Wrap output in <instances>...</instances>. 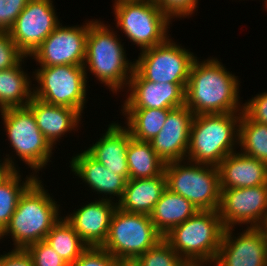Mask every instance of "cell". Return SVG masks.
I'll use <instances>...</instances> for the list:
<instances>
[{
	"instance_id": "74e56055",
	"label": "cell",
	"mask_w": 267,
	"mask_h": 266,
	"mask_svg": "<svg viewBox=\"0 0 267 266\" xmlns=\"http://www.w3.org/2000/svg\"><path fill=\"white\" fill-rule=\"evenodd\" d=\"M0 266H34L31 256L23 249H12L0 255Z\"/></svg>"
},
{
	"instance_id": "5bb4252c",
	"label": "cell",
	"mask_w": 267,
	"mask_h": 266,
	"mask_svg": "<svg viewBox=\"0 0 267 266\" xmlns=\"http://www.w3.org/2000/svg\"><path fill=\"white\" fill-rule=\"evenodd\" d=\"M52 2V0H28L9 31L11 39L27 57H30L61 24Z\"/></svg>"
},
{
	"instance_id": "ac0fdd59",
	"label": "cell",
	"mask_w": 267,
	"mask_h": 266,
	"mask_svg": "<svg viewBox=\"0 0 267 266\" xmlns=\"http://www.w3.org/2000/svg\"><path fill=\"white\" fill-rule=\"evenodd\" d=\"M117 203L99 198L65 217L88 247H101L109 232V226Z\"/></svg>"
},
{
	"instance_id": "9c48e42d",
	"label": "cell",
	"mask_w": 267,
	"mask_h": 266,
	"mask_svg": "<svg viewBox=\"0 0 267 266\" xmlns=\"http://www.w3.org/2000/svg\"><path fill=\"white\" fill-rule=\"evenodd\" d=\"M0 112L8 140L19 159L35 173L46 167L53 146L39 130L32 111L26 106L6 108Z\"/></svg>"
},
{
	"instance_id": "8d00e7d4",
	"label": "cell",
	"mask_w": 267,
	"mask_h": 266,
	"mask_svg": "<svg viewBox=\"0 0 267 266\" xmlns=\"http://www.w3.org/2000/svg\"><path fill=\"white\" fill-rule=\"evenodd\" d=\"M243 112L253 121L267 125V92L257 94L246 102Z\"/></svg>"
},
{
	"instance_id": "cb8c5ba5",
	"label": "cell",
	"mask_w": 267,
	"mask_h": 266,
	"mask_svg": "<svg viewBox=\"0 0 267 266\" xmlns=\"http://www.w3.org/2000/svg\"><path fill=\"white\" fill-rule=\"evenodd\" d=\"M197 211L198 209L186 198L166 188L149 216L156 230L164 237Z\"/></svg>"
},
{
	"instance_id": "ba28073f",
	"label": "cell",
	"mask_w": 267,
	"mask_h": 266,
	"mask_svg": "<svg viewBox=\"0 0 267 266\" xmlns=\"http://www.w3.org/2000/svg\"><path fill=\"white\" fill-rule=\"evenodd\" d=\"M117 28L140 50H145L165 42L170 20L152 1H123L114 4Z\"/></svg>"
},
{
	"instance_id": "f1b7e54d",
	"label": "cell",
	"mask_w": 267,
	"mask_h": 266,
	"mask_svg": "<svg viewBox=\"0 0 267 266\" xmlns=\"http://www.w3.org/2000/svg\"><path fill=\"white\" fill-rule=\"evenodd\" d=\"M241 153L267 164V125L251 120L242 112L239 123Z\"/></svg>"
},
{
	"instance_id": "4fadbf2b",
	"label": "cell",
	"mask_w": 267,
	"mask_h": 266,
	"mask_svg": "<svg viewBox=\"0 0 267 266\" xmlns=\"http://www.w3.org/2000/svg\"><path fill=\"white\" fill-rule=\"evenodd\" d=\"M81 27L60 24L30 56L40 67L83 66L90 21Z\"/></svg>"
},
{
	"instance_id": "83f0119b",
	"label": "cell",
	"mask_w": 267,
	"mask_h": 266,
	"mask_svg": "<svg viewBox=\"0 0 267 266\" xmlns=\"http://www.w3.org/2000/svg\"><path fill=\"white\" fill-rule=\"evenodd\" d=\"M45 241L69 265L73 264L88 248L65 217H61L51 228Z\"/></svg>"
},
{
	"instance_id": "ffe728a7",
	"label": "cell",
	"mask_w": 267,
	"mask_h": 266,
	"mask_svg": "<svg viewBox=\"0 0 267 266\" xmlns=\"http://www.w3.org/2000/svg\"><path fill=\"white\" fill-rule=\"evenodd\" d=\"M130 138L131 133L126 127H122L118 123H111L102 138L86 151L107 170L123 176L128 181L127 149Z\"/></svg>"
},
{
	"instance_id": "d590c367",
	"label": "cell",
	"mask_w": 267,
	"mask_h": 266,
	"mask_svg": "<svg viewBox=\"0 0 267 266\" xmlns=\"http://www.w3.org/2000/svg\"><path fill=\"white\" fill-rule=\"evenodd\" d=\"M70 266H115V257L102 247H88Z\"/></svg>"
},
{
	"instance_id": "4316f807",
	"label": "cell",
	"mask_w": 267,
	"mask_h": 266,
	"mask_svg": "<svg viewBox=\"0 0 267 266\" xmlns=\"http://www.w3.org/2000/svg\"><path fill=\"white\" fill-rule=\"evenodd\" d=\"M172 109H121L127 118V129L131 137L138 141L149 142L164 126Z\"/></svg>"
},
{
	"instance_id": "836d02e7",
	"label": "cell",
	"mask_w": 267,
	"mask_h": 266,
	"mask_svg": "<svg viewBox=\"0 0 267 266\" xmlns=\"http://www.w3.org/2000/svg\"><path fill=\"white\" fill-rule=\"evenodd\" d=\"M155 4L171 21L174 18H186L192 15L196 7H198V0H157Z\"/></svg>"
},
{
	"instance_id": "ee69618b",
	"label": "cell",
	"mask_w": 267,
	"mask_h": 266,
	"mask_svg": "<svg viewBox=\"0 0 267 266\" xmlns=\"http://www.w3.org/2000/svg\"><path fill=\"white\" fill-rule=\"evenodd\" d=\"M145 1H152V2H156L157 0H145Z\"/></svg>"
},
{
	"instance_id": "d6a6232c",
	"label": "cell",
	"mask_w": 267,
	"mask_h": 266,
	"mask_svg": "<svg viewBox=\"0 0 267 266\" xmlns=\"http://www.w3.org/2000/svg\"><path fill=\"white\" fill-rule=\"evenodd\" d=\"M25 55L11 39L9 32H0V70L16 66Z\"/></svg>"
},
{
	"instance_id": "f6af8a7d",
	"label": "cell",
	"mask_w": 267,
	"mask_h": 266,
	"mask_svg": "<svg viewBox=\"0 0 267 266\" xmlns=\"http://www.w3.org/2000/svg\"><path fill=\"white\" fill-rule=\"evenodd\" d=\"M265 1V7L267 8V0H264Z\"/></svg>"
},
{
	"instance_id": "277c9868",
	"label": "cell",
	"mask_w": 267,
	"mask_h": 266,
	"mask_svg": "<svg viewBox=\"0 0 267 266\" xmlns=\"http://www.w3.org/2000/svg\"><path fill=\"white\" fill-rule=\"evenodd\" d=\"M113 31L100 20L90 21L83 66L85 72L89 69L104 86L117 94L128 87L134 62L129 63L126 51Z\"/></svg>"
},
{
	"instance_id": "4dcf8cb0",
	"label": "cell",
	"mask_w": 267,
	"mask_h": 266,
	"mask_svg": "<svg viewBox=\"0 0 267 266\" xmlns=\"http://www.w3.org/2000/svg\"><path fill=\"white\" fill-rule=\"evenodd\" d=\"M137 258L142 266H190L164 239Z\"/></svg>"
},
{
	"instance_id": "603a6c76",
	"label": "cell",
	"mask_w": 267,
	"mask_h": 266,
	"mask_svg": "<svg viewBox=\"0 0 267 266\" xmlns=\"http://www.w3.org/2000/svg\"><path fill=\"white\" fill-rule=\"evenodd\" d=\"M166 188L164 172L153 178L129 179L122 198L116 202L117 207L127 212L150 215Z\"/></svg>"
},
{
	"instance_id": "f546056e",
	"label": "cell",
	"mask_w": 267,
	"mask_h": 266,
	"mask_svg": "<svg viewBox=\"0 0 267 266\" xmlns=\"http://www.w3.org/2000/svg\"><path fill=\"white\" fill-rule=\"evenodd\" d=\"M34 174L33 172L32 175L26 177L25 182L20 183L21 175L18 170H15L0 184V233L9 223L22 193L37 178Z\"/></svg>"
},
{
	"instance_id": "44dd1931",
	"label": "cell",
	"mask_w": 267,
	"mask_h": 266,
	"mask_svg": "<svg viewBox=\"0 0 267 266\" xmlns=\"http://www.w3.org/2000/svg\"><path fill=\"white\" fill-rule=\"evenodd\" d=\"M70 162L71 171L79 176L92 190L101 193L105 199L116 196L119 201L124 193L127 180L113 171L107 170L104 165L94 159L86 150L73 156ZM110 195L111 197H107Z\"/></svg>"
},
{
	"instance_id": "7402d4cb",
	"label": "cell",
	"mask_w": 267,
	"mask_h": 266,
	"mask_svg": "<svg viewBox=\"0 0 267 266\" xmlns=\"http://www.w3.org/2000/svg\"><path fill=\"white\" fill-rule=\"evenodd\" d=\"M27 107L34 114L39 130L52 146L64 134L76 130L82 116L73 108L46 103L34 96Z\"/></svg>"
},
{
	"instance_id": "7a4b0ae2",
	"label": "cell",
	"mask_w": 267,
	"mask_h": 266,
	"mask_svg": "<svg viewBox=\"0 0 267 266\" xmlns=\"http://www.w3.org/2000/svg\"><path fill=\"white\" fill-rule=\"evenodd\" d=\"M37 177L20 196L16 210L0 239L11 235L14 249L25 250L29 245L45 240L51 228L61 219L59 206Z\"/></svg>"
},
{
	"instance_id": "30bf717a",
	"label": "cell",
	"mask_w": 267,
	"mask_h": 266,
	"mask_svg": "<svg viewBox=\"0 0 267 266\" xmlns=\"http://www.w3.org/2000/svg\"><path fill=\"white\" fill-rule=\"evenodd\" d=\"M33 95L46 103L77 110L81 115L86 103L87 73L84 66L57 65L35 70Z\"/></svg>"
},
{
	"instance_id": "52a82bcc",
	"label": "cell",
	"mask_w": 267,
	"mask_h": 266,
	"mask_svg": "<svg viewBox=\"0 0 267 266\" xmlns=\"http://www.w3.org/2000/svg\"><path fill=\"white\" fill-rule=\"evenodd\" d=\"M162 239L149 215L127 212L117 207L108 236L101 247L115 258H137Z\"/></svg>"
},
{
	"instance_id": "60d3db41",
	"label": "cell",
	"mask_w": 267,
	"mask_h": 266,
	"mask_svg": "<svg viewBox=\"0 0 267 266\" xmlns=\"http://www.w3.org/2000/svg\"><path fill=\"white\" fill-rule=\"evenodd\" d=\"M261 228L264 230V232L266 234V237H267V217H266V220H265V222H264V224L262 225Z\"/></svg>"
},
{
	"instance_id": "7c38bea8",
	"label": "cell",
	"mask_w": 267,
	"mask_h": 266,
	"mask_svg": "<svg viewBox=\"0 0 267 266\" xmlns=\"http://www.w3.org/2000/svg\"><path fill=\"white\" fill-rule=\"evenodd\" d=\"M217 211L225 229L237 224L262 227L267 217V185L222 189Z\"/></svg>"
},
{
	"instance_id": "d4e9b609",
	"label": "cell",
	"mask_w": 267,
	"mask_h": 266,
	"mask_svg": "<svg viewBox=\"0 0 267 266\" xmlns=\"http://www.w3.org/2000/svg\"><path fill=\"white\" fill-rule=\"evenodd\" d=\"M24 57L16 66L0 70V111L6 108L26 107L33 98L31 80L22 67Z\"/></svg>"
},
{
	"instance_id": "f35d334b",
	"label": "cell",
	"mask_w": 267,
	"mask_h": 266,
	"mask_svg": "<svg viewBox=\"0 0 267 266\" xmlns=\"http://www.w3.org/2000/svg\"><path fill=\"white\" fill-rule=\"evenodd\" d=\"M3 162L0 164V184L4 182L17 168L15 167V163L13 162L12 157H9V154L6 155V157Z\"/></svg>"
},
{
	"instance_id": "8992f818",
	"label": "cell",
	"mask_w": 267,
	"mask_h": 266,
	"mask_svg": "<svg viewBox=\"0 0 267 266\" xmlns=\"http://www.w3.org/2000/svg\"><path fill=\"white\" fill-rule=\"evenodd\" d=\"M181 162L184 163L180 160L165 164L166 187L186 198L198 210L217 211L221 195L218 167Z\"/></svg>"
},
{
	"instance_id": "3957f363",
	"label": "cell",
	"mask_w": 267,
	"mask_h": 266,
	"mask_svg": "<svg viewBox=\"0 0 267 266\" xmlns=\"http://www.w3.org/2000/svg\"><path fill=\"white\" fill-rule=\"evenodd\" d=\"M241 114L194 115L186 161L218 167L227 155L234 152L236 142L239 144Z\"/></svg>"
},
{
	"instance_id": "b9f144b4",
	"label": "cell",
	"mask_w": 267,
	"mask_h": 266,
	"mask_svg": "<svg viewBox=\"0 0 267 266\" xmlns=\"http://www.w3.org/2000/svg\"><path fill=\"white\" fill-rule=\"evenodd\" d=\"M114 1H115L114 4H116V3H119V2H123V1H139V0H114Z\"/></svg>"
},
{
	"instance_id": "d6986e66",
	"label": "cell",
	"mask_w": 267,
	"mask_h": 266,
	"mask_svg": "<svg viewBox=\"0 0 267 266\" xmlns=\"http://www.w3.org/2000/svg\"><path fill=\"white\" fill-rule=\"evenodd\" d=\"M218 170L221 190L267 185V164L241 151L227 155Z\"/></svg>"
},
{
	"instance_id": "ab89813d",
	"label": "cell",
	"mask_w": 267,
	"mask_h": 266,
	"mask_svg": "<svg viewBox=\"0 0 267 266\" xmlns=\"http://www.w3.org/2000/svg\"><path fill=\"white\" fill-rule=\"evenodd\" d=\"M115 266H142L138 258H115Z\"/></svg>"
},
{
	"instance_id": "2e32d148",
	"label": "cell",
	"mask_w": 267,
	"mask_h": 266,
	"mask_svg": "<svg viewBox=\"0 0 267 266\" xmlns=\"http://www.w3.org/2000/svg\"><path fill=\"white\" fill-rule=\"evenodd\" d=\"M187 83H154L133 69L123 109H175L185 105Z\"/></svg>"
},
{
	"instance_id": "6da1fadb",
	"label": "cell",
	"mask_w": 267,
	"mask_h": 266,
	"mask_svg": "<svg viewBox=\"0 0 267 266\" xmlns=\"http://www.w3.org/2000/svg\"><path fill=\"white\" fill-rule=\"evenodd\" d=\"M196 58L185 89V105L193 115L243 112L239 80L218 59Z\"/></svg>"
},
{
	"instance_id": "e0dca14e",
	"label": "cell",
	"mask_w": 267,
	"mask_h": 266,
	"mask_svg": "<svg viewBox=\"0 0 267 266\" xmlns=\"http://www.w3.org/2000/svg\"><path fill=\"white\" fill-rule=\"evenodd\" d=\"M194 115L186 106L172 109L161 131L152 138V149L164 163L185 161Z\"/></svg>"
},
{
	"instance_id": "e575fe53",
	"label": "cell",
	"mask_w": 267,
	"mask_h": 266,
	"mask_svg": "<svg viewBox=\"0 0 267 266\" xmlns=\"http://www.w3.org/2000/svg\"><path fill=\"white\" fill-rule=\"evenodd\" d=\"M28 0H0V32H9Z\"/></svg>"
},
{
	"instance_id": "9a60e30c",
	"label": "cell",
	"mask_w": 267,
	"mask_h": 266,
	"mask_svg": "<svg viewBox=\"0 0 267 266\" xmlns=\"http://www.w3.org/2000/svg\"><path fill=\"white\" fill-rule=\"evenodd\" d=\"M224 230L215 266H267V237L261 227H248L236 238Z\"/></svg>"
},
{
	"instance_id": "7bdbcfd3",
	"label": "cell",
	"mask_w": 267,
	"mask_h": 266,
	"mask_svg": "<svg viewBox=\"0 0 267 266\" xmlns=\"http://www.w3.org/2000/svg\"><path fill=\"white\" fill-rule=\"evenodd\" d=\"M190 266H206L205 264H200V265H190Z\"/></svg>"
},
{
	"instance_id": "8fae6325",
	"label": "cell",
	"mask_w": 267,
	"mask_h": 266,
	"mask_svg": "<svg viewBox=\"0 0 267 266\" xmlns=\"http://www.w3.org/2000/svg\"><path fill=\"white\" fill-rule=\"evenodd\" d=\"M197 57L188 49L172 42H165L141 50L134 69L146 80L154 83H187L190 69Z\"/></svg>"
},
{
	"instance_id": "484cf974",
	"label": "cell",
	"mask_w": 267,
	"mask_h": 266,
	"mask_svg": "<svg viewBox=\"0 0 267 266\" xmlns=\"http://www.w3.org/2000/svg\"><path fill=\"white\" fill-rule=\"evenodd\" d=\"M129 179L153 178L164 172L165 163L152 149L151 143L129 139L127 149Z\"/></svg>"
},
{
	"instance_id": "5b68a950",
	"label": "cell",
	"mask_w": 267,
	"mask_h": 266,
	"mask_svg": "<svg viewBox=\"0 0 267 266\" xmlns=\"http://www.w3.org/2000/svg\"><path fill=\"white\" fill-rule=\"evenodd\" d=\"M224 230L218 211L198 210L163 239L190 265H207L216 259Z\"/></svg>"
},
{
	"instance_id": "1f68e13d",
	"label": "cell",
	"mask_w": 267,
	"mask_h": 266,
	"mask_svg": "<svg viewBox=\"0 0 267 266\" xmlns=\"http://www.w3.org/2000/svg\"><path fill=\"white\" fill-rule=\"evenodd\" d=\"M25 250L31 256L34 266H70L45 240L33 243Z\"/></svg>"
}]
</instances>
